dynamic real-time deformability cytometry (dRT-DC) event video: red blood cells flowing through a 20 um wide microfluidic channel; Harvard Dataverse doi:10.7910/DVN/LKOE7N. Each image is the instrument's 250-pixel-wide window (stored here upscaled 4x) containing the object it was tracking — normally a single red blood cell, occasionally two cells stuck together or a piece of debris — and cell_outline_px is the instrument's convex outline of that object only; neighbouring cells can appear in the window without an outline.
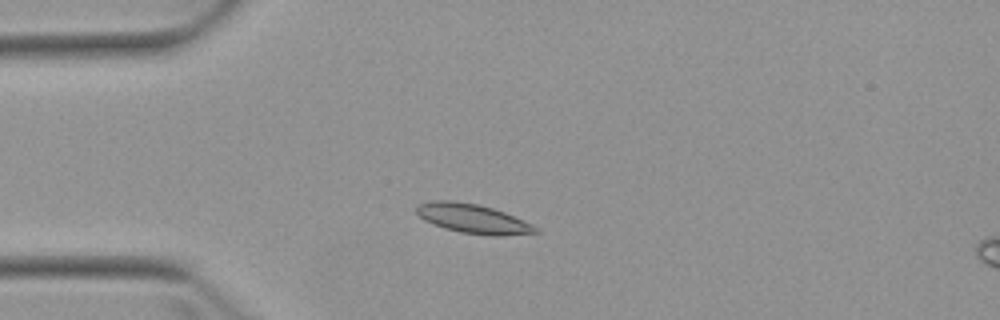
{"species": "Egyptian fruit bat (a non-hibernating species)", "species_latin": "Rousettus aegyptiacus", "temperature_condition": "warm", "stored_images_in_passage": 3, "camera_frame_rate_fps": 3000, "um_per_image_px": 0.085, "animal": {"sex": "female"}, "frame": {"image": 1, "passage_image": 1, "time_ms": 0.0, "image_size_px": [1000, 320], "cell_outline_px": [[540, 232], [500, 236], [496, 236], [460, 232], [444, 228], [432, 224], [424, 220], [416, 212], [416, 208], [420, 204], [432, 200], [452, 200], [476, 204], [492, 208], [504, 212], [532, 224]], "centroid_in_image_um": [40.17, 18.58], "position_along_channel_um": 44.8, "area_um2": 20.11}}
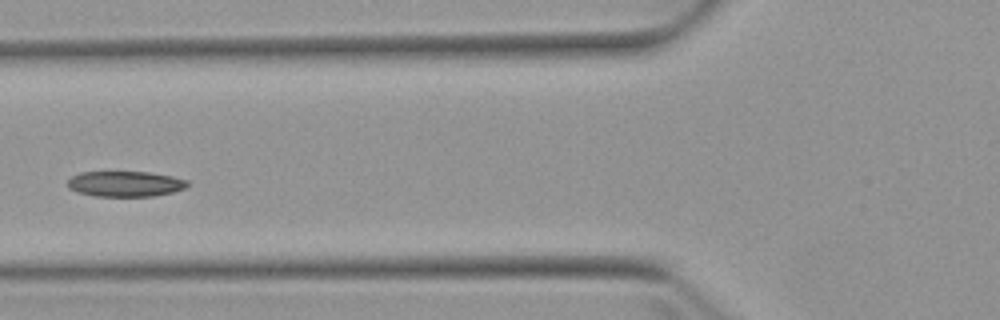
{"frame": {"image": 2, "passage_image": 3, "time_ms": 2.333, "image_size_px": [1000, 320], "cell_outline_px": [[188, 184], [184, 188], [172, 192], [156, 196], [96, 196], [76, 192], [68, 188], [68, 180], [72, 176], [80, 172], [148, 172], [172, 176], [188, 180]], "centroid_in_image_um": [10.63, 15.63], "position_along_channel_um": 115.2, "area_um2": 17.8}}